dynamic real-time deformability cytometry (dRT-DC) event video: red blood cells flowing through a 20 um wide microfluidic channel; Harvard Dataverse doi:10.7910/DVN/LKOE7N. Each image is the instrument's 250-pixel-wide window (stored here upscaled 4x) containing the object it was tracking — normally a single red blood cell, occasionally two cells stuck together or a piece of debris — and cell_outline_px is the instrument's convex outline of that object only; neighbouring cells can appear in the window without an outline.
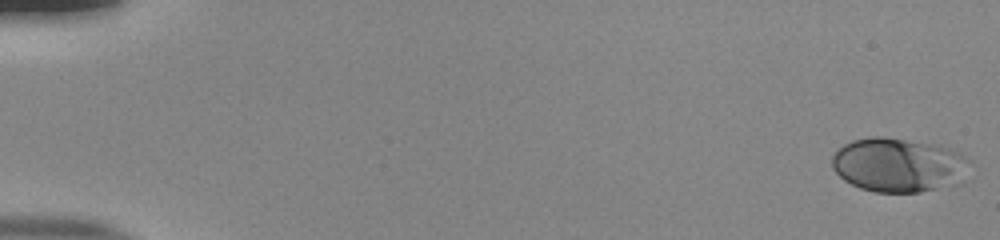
{"species": "human", "species_latin": "Homo sapiens", "temperature_condition": "room temperature", "stored_images_in_passage": 53, "camera_frame_rate_fps": 3000, "um_per_image_px": 0.085, "donor": {"sex": "male"}, "frame": {"image": 1, "passage_image": 1, "time_ms": 0.0, "image_size_px": [1000, 240], "cell_outline_px": [[972, 160], [932, 188], [920, 192], [876, 192], [860, 188], [844, 180], [832, 168], [832, 156], [844, 144], [852, 140], [872, 136], [880, 136], [932, 144], [948, 148]], "centroid_in_image_um": [76.1, 13.97], "position_along_channel_um": 8.9, "area_um2": 40.92}}
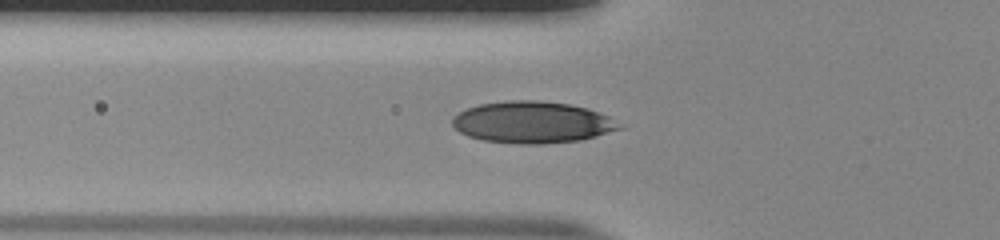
{"frame": {"image": 2, "passage_image": 20, "time_ms": 6.333, "image_size_px": [1000, 240], "cell_outline_px": [[624, 128], [596, 136], [580, 140], [540, 144], [520, 144], [484, 140], [468, 136], [460, 132], [452, 124], [452, 116], [468, 108], [480, 104], [508, 100], [540, 100], [572, 104], [588, 108], [608, 116]], "centroid_in_image_um": [45.25, 10.39], "position_along_channel_um": 80.6, "area_um2": 40.52}}
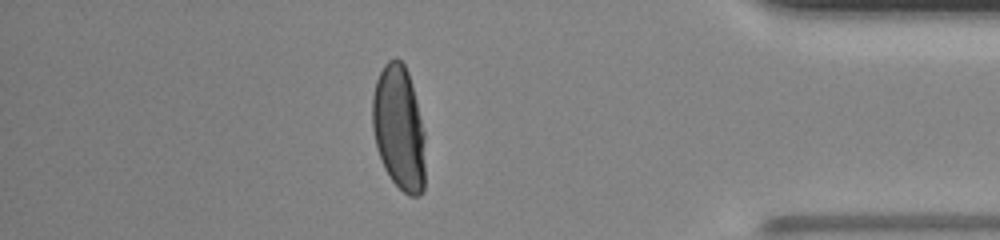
{"frame": {"image": 3, "passage_image": 47, "time_ms": 15.333, "image_size_px": [1000, 240], "cell_outline_px": [[424, 188], [420, 196], [408, 196], [392, 180], [384, 168], [376, 148], [372, 128], [372, 96], [376, 80], [384, 64], [388, 60], [396, 56], [404, 64], [408, 72], [416, 100], [424, 132]], "centroid_in_image_um": [33.89, 10.87], "position_along_channel_um": 401.3, "area_um2": 38.49}, "authors_computed_cell_mechanics": {"area_um2": 39.7086, "velocity_mm_per_s": 3.8818, "shape_relaxation_time_tau1_ms": 5.2388, "shape_relaxation_time_tau2_ms": null, "deformation_change_tau1": 0.2047, "deformation_change_tau2": null}}